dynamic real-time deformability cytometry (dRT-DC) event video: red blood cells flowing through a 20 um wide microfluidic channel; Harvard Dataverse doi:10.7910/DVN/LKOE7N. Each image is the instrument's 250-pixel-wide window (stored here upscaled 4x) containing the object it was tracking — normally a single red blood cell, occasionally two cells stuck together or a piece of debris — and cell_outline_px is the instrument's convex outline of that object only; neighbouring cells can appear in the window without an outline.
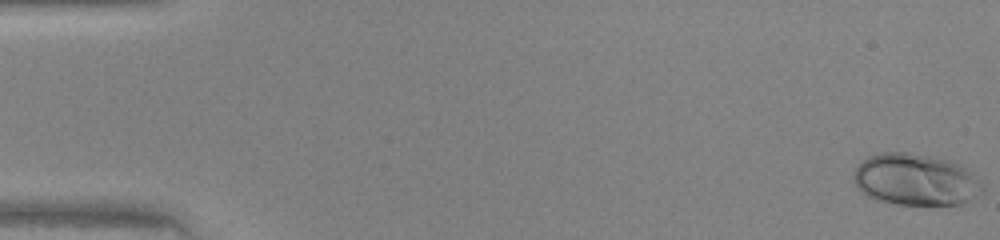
{"species": "human", "species_latin": "Homo sapiens", "temperature_condition": "warm", "stored_images_in_passage": 48, "camera_frame_rate_fps": 3000, "um_per_image_px": 0.085, "donor": {"sex": "female"}, "frame": {"image": 1, "passage_image": 1, "time_ms": 0.0, "image_size_px": [1000, 240], "cell_outline_px": [[984, 188], [976, 196], [960, 204], [896, 204], [876, 200], [868, 196], [852, 180], [852, 176], [856, 168], [868, 156], [884, 152], [908, 152], [932, 156], [952, 160], [960, 164], [972, 172], [980, 180]], "centroid_in_image_um": [77.84, 15.25], "position_along_channel_um": 7.2, "area_um2": 38.78}}
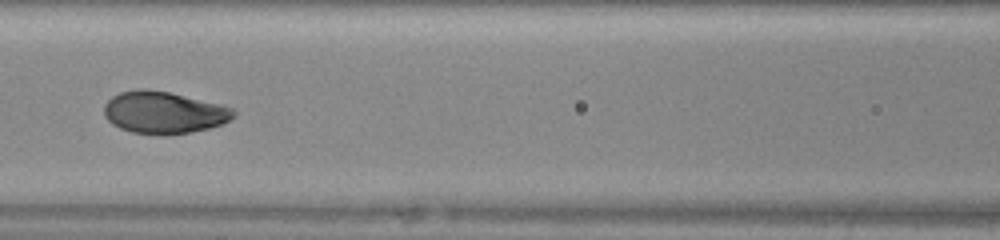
{"frame": {"image": 2, "passage_image": 22, "time_ms": 7.0, "image_size_px": [1000, 240], "cell_outline_px": [[236, 116], [220, 124], [208, 128], [188, 132], [164, 136], [132, 132], [120, 128], [112, 124], [104, 116], [104, 104], [112, 96], [120, 92], [140, 88], [144, 88], [168, 92], [220, 104], [232, 108], [236, 112]], "centroid_in_image_um": [13.89, 9.56], "position_along_channel_um": 152.7, "area_um2": 31.73}}
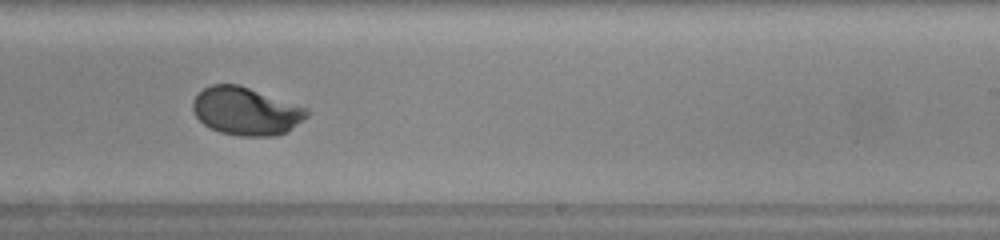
{"frame": {"image": 3, "passage_image": 30, "time_ms": 9.667, "image_size_px": [1000, 240], "cell_outline_px": [[308, 116], [288, 132], [276, 136], [240, 136], [220, 132], [204, 124], [192, 112], [192, 100], [204, 88], [212, 84], [236, 84], [308, 108]], "centroid_in_image_um": [20.9, 9.46], "position_along_channel_um": 268.1, "area_um2": 31.67}}